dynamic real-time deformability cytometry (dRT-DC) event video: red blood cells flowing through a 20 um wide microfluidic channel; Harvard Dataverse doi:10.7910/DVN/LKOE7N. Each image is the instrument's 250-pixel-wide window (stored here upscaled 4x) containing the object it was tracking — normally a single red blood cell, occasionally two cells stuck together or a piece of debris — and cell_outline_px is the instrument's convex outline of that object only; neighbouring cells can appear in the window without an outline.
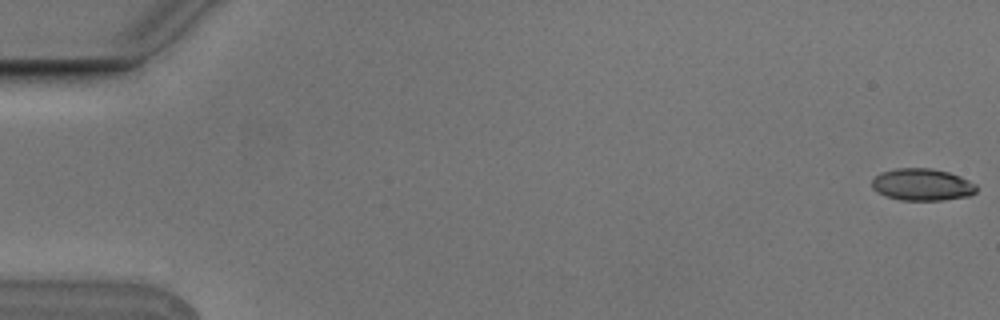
{"species": "Egyptian fruit bat (a non-hibernating species)", "species_latin": "Rousettus aegyptiacus", "temperature_condition": "cold", "stored_images_in_passage": 5, "camera_frame_rate_fps": 3000, "um_per_image_px": 0.085, "animal": {"sex": "male"}, "frame": {"image": 1, "passage_image": 1, "time_ms": 0.0, "image_size_px": [1000, 320], "cell_outline_px": [[976, 192], [968, 196], [944, 200], [900, 200], [876, 192], [872, 188], [872, 180], [880, 172], [896, 168], [932, 168], [948, 172], [960, 176], [976, 184]], "centroid_in_image_um": [78.37, 15.69], "position_along_channel_um": 6.6, "area_um2": 19.54}}
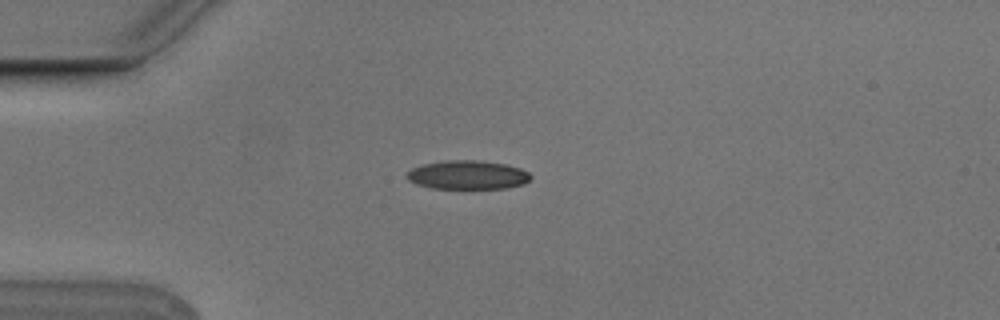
{"frame": {"image": 2, "passage_image": 5, "time_ms": 1.333, "image_size_px": [1000, 320], "cell_outline_px": [[532, 176], [524, 184], [508, 188], [432, 188], [416, 184], [408, 180], [404, 176], [412, 168], [420, 164], [444, 160], [480, 160], [508, 164], [520, 168], [528, 172]], "centroid_in_image_um": [39.73, 14.85], "position_along_channel_um": 45.3, "area_um2": 21.04}}